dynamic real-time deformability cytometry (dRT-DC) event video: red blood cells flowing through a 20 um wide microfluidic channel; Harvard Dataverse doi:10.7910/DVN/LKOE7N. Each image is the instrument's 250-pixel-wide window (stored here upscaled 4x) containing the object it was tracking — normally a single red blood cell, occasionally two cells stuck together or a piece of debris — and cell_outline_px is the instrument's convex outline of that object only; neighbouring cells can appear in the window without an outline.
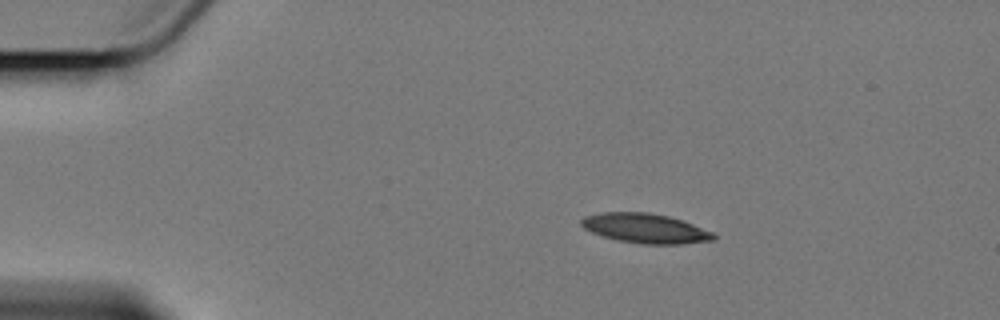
{"species": "Egyptian fruit bat (a non-hibernating species)", "species_latin": "Rousettus aegyptiacus", "temperature_condition": "cold", "stored_images_in_passage": 3, "camera_frame_rate_fps": 3000, "um_per_image_px": 0.085, "animal": {"sex": "female"}, "frame": {"image": 1, "passage_image": 2, "time_ms": 1.333, "image_size_px": [1000, 320], "cell_outline_px": [[716, 236], [712, 240], [680, 244], [644, 244], [616, 240], [592, 232], [584, 228], [580, 224], [580, 220], [584, 216], [600, 212], [648, 212], [668, 216], [684, 220], [712, 232]], "centroid_in_image_um": [54.83, 19.4], "position_along_channel_um": 30.2, "area_um2": 22.83}}